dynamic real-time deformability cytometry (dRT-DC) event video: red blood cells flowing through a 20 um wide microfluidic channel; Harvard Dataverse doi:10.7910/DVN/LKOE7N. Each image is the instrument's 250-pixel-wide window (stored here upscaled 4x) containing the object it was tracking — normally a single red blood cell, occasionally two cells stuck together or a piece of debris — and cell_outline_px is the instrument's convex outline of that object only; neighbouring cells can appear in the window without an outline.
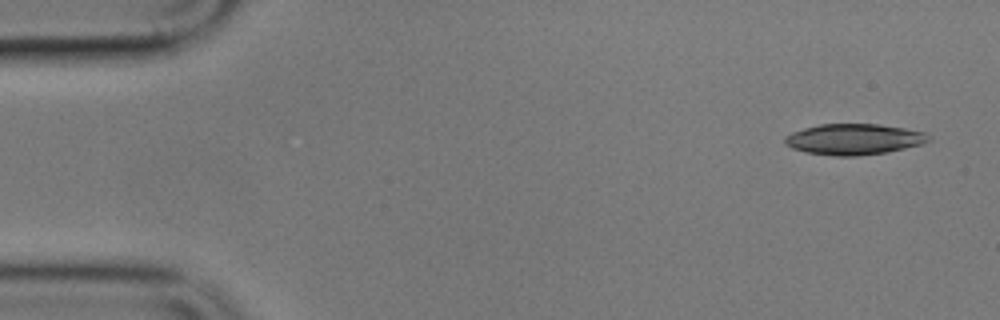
{"species": "common noctule bat (a hibernating species)", "species_latin": "Nyctalus noctula", "temperature_condition": "cold", "stored_images_in_passage": 9, "camera_frame_rate_fps": 3000, "um_per_image_px": 0.085, "animal": {"sex": "male", "body_mass_g": 17.9}, "frame": {"image": 1, "passage_image": 1, "time_ms": 0.0, "image_size_px": [1000, 320], "cell_outline_px": [[932, 140], [924, 144], [884, 152], [856, 156], [836, 156], [808, 152], [792, 148], [784, 144], [784, 136], [792, 132], [804, 128], [820, 124], [880, 124], [904, 128], [924, 132], [932, 136]], "centroid_in_image_um": [72.6, 11.83], "position_along_channel_um": 12.4, "area_um2": 25.89}}
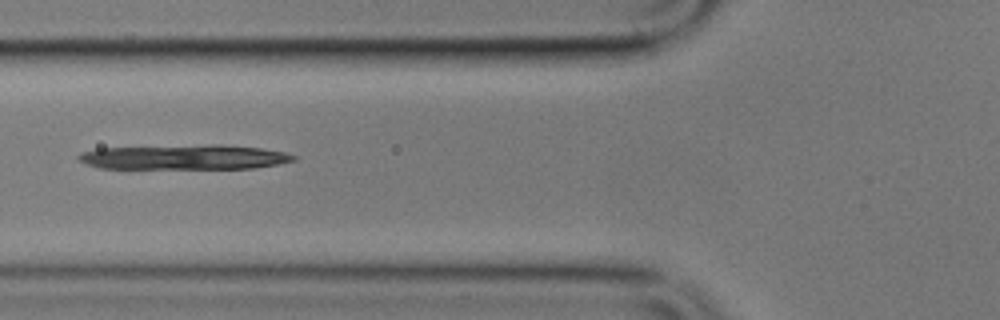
{"frame": {"image": 2, "passage_image": 6, "time_ms": 6.0, "image_size_px": [1000, 320], "cell_outline_px": [[296, 160], [276, 164], [252, 168], [96, 168], [76, 160], [76, 156], [80, 152], [96, 148], [208, 144], [220, 144], [260, 148], [284, 152], [296, 156]], "centroid_in_image_um": [15.57, 13.34], "position_along_channel_um": 110.2, "area_um2": 31.27}}
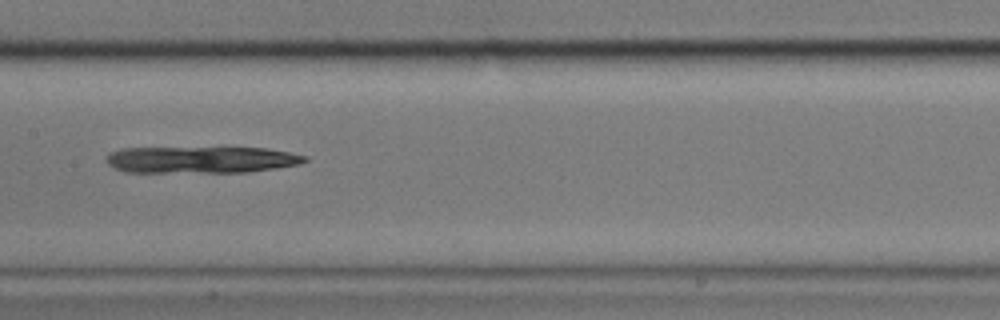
{"frame": {"image": 3, "passage_image": 8, "time_ms": 8.333, "image_size_px": [1000, 320], "cell_outline_px": [[308, 160], [300, 164], [276, 168], [248, 172], [124, 172], [108, 164], [104, 160], [104, 156], [108, 152], [120, 148], [268, 148], [308, 156]], "centroid_in_image_um": [17.06, 13.57], "position_along_channel_um": 190.3, "area_um2": 31.1}}